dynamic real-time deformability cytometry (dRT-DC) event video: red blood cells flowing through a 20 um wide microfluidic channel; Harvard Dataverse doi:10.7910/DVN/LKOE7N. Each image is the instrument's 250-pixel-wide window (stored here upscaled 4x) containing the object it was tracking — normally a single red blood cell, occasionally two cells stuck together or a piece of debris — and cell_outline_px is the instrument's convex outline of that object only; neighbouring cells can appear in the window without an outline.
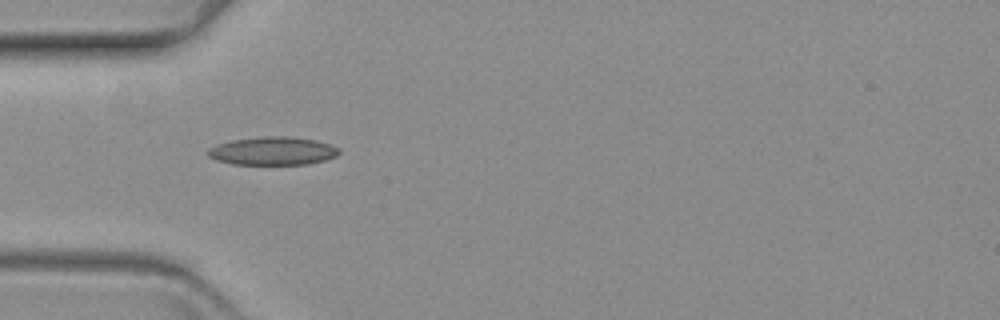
{"species": "common noctule bat (a hibernating species)", "species_latin": "Nyctalus noctula", "temperature_condition": "warm", "stored_images_in_passage": 33, "camera_frame_rate_fps": 3000, "um_per_image_px": 0.085, "animal": {"sex": "female", "body_mass_g": 19.3, "forearm_length_mm": 54.1}, "frame": {"image": 1, "passage_image": 1, "time_ms": 0.0, "image_size_px": [1000, 320], "cell_outline_px": [[340, 152], [336, 156], [324, 160], [308, 164], [232, 164], [216, 160], [208, 156], [208, 148], [216, 144], [232, 140], [264, 136], [292, 136], [316, 140], [340, 148]], "centroid_in_image_um": [23.18, 12.82], "position_along_channel_um": 61.8, "area_um2": 21.62}}
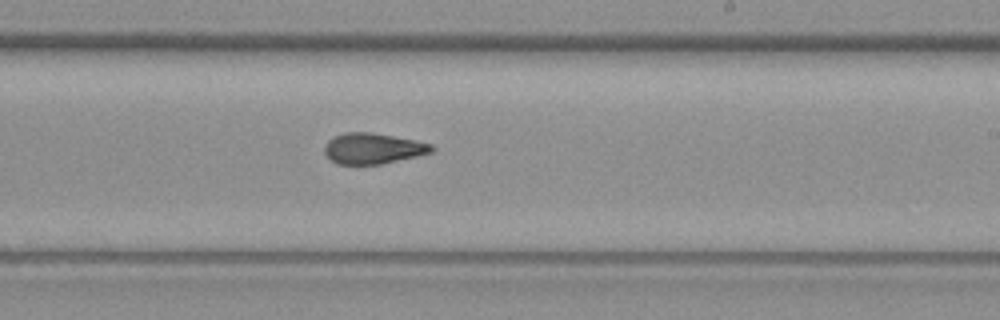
{"frame": {"image": 2, "passage_image": 18, "time_ms": 5.667, "image_size_px": [1000, 320], "cell_outline_px": [[436, 148], [432, 152], [416, 156], [380, 164], [336, 164], [324, 152], [324, 144], [332, 136], [344, 132], [372, 132], [416, 140], [432, 144]], "centroid_in_image_um": [31.68, 12.6], "position_along_channel_um": 257.3, "area_um2": 19.31}}
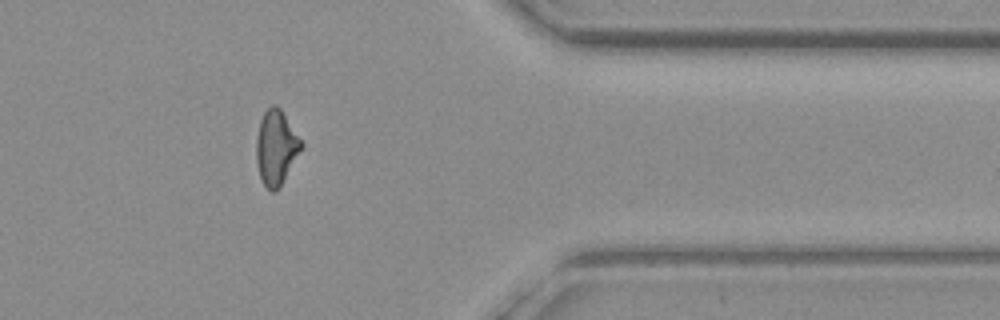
{"frame": {"image": 3, "passage_image": 31, "time_ms": 10.0, "image_size_px": [1000, 320], "cell_outline_px": [[304, 144], [280, 188], [276, 192], [272, 192], [260, 180], [256, 164], [256, 140], [260, 120], [264, 112], [272, 104], [276, 104], [280, 108]], "centroid_in_image_um": [23.45, 12.56], "position_along_channel_um": 387.9, "area_um2": 19.65}}